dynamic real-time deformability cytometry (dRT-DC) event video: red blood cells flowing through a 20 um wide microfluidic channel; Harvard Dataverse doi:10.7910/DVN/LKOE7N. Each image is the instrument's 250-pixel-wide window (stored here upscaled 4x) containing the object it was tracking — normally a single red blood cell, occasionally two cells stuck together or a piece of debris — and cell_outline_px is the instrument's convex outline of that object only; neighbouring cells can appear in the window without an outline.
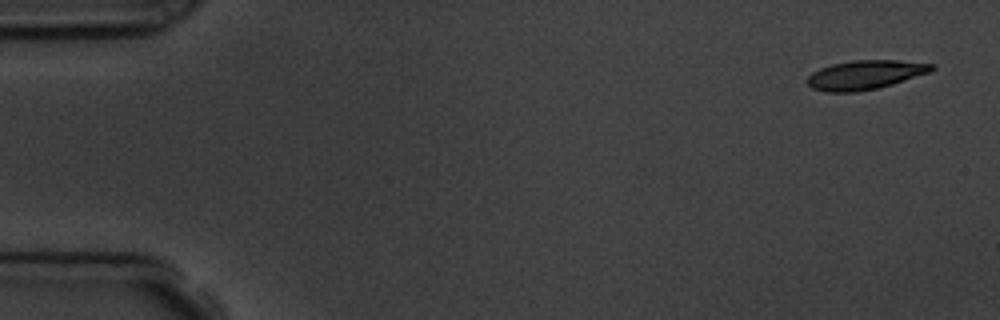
{"species": "common noctule bat (a hibernating species)", "species_latin": "Nyctalus noctula", "temperature_condition": "room temperature", "stored_images_in_passage": 4, "camera_frame_rate_fps": 3000, "um_per_image_px": 0.085, "animal": {"sex": "male", "body_mass_g": 19.5, "forearm_length_mm": 54.6}, "frame": {"image": 1, "passage_image": 1, "time_ms": 0.0, "image_size_px": [1000, 320], "cell_outline_px": [[936, 68], [932, 72], [880, 88], [856, 92], [828, 92], [812, 88], [808, 84], [808, 76], [812, 72], [820, 68], [832, 64], [856, 60], [896, 60], [936, 64]], "centroid_in_image_um": [73.59, 6.36], "position_along_channel_um": 11.4, "area_um2": 21.27}}